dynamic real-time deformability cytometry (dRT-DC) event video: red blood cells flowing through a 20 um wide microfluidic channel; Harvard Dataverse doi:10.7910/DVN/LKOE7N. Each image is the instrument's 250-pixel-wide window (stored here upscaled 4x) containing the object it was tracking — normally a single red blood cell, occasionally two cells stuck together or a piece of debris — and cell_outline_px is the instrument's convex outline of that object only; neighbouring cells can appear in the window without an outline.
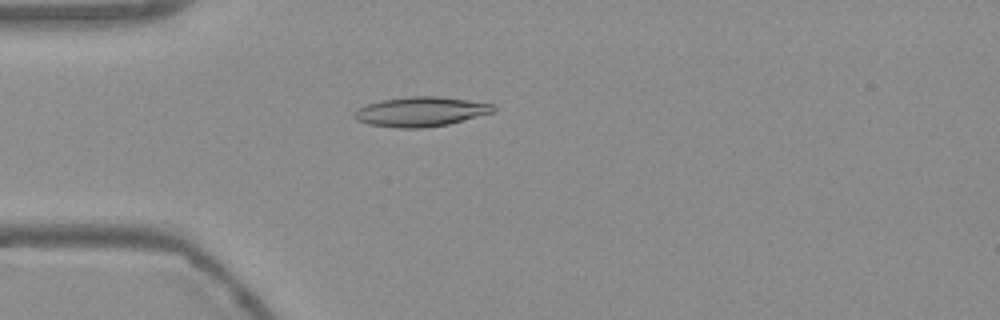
{"species": "Egyptian fruit bat (a non-hibernating species)", "species_latin": "Rousettus aegyptiacus", "temperature_condition": "warm", "stored_images_in_passage": 46, "camera_frame_rate_fps": 3000, "um_per_image_px": 0.085, "frame": {"image": 1, "passage_image": 7, "time_ms": 2.0, "image_size_px": [1000, 320], "cell_outline_px": [[496, 112], [448, 124], [424, 128], [396, 128], [368, 124], [356, 120], [352, 116], [352, 112], [356, 108], [380, 100], [408, 96], [440, 96], [496, 104]], "centroid_in_image_um": [35.76, 9.49], "position_along_channel_um": 49.2, "area_um2": 24.45}}
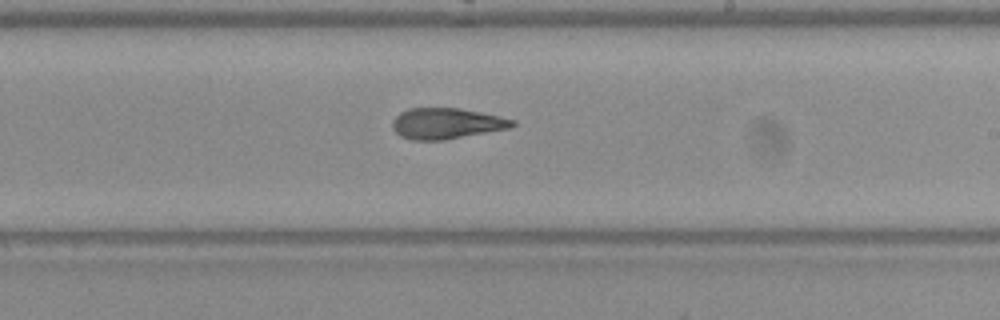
{"frame": {"image": 2, "passage_image": 24, "time_ms": 7.667, "image_size_px": [1000, 320], "cell_outline_px": [[516, 124], [512, 128], [444, 140], [412, 140], [400, 136], [392, 128], [392, 120], [400, 112], [408, 108], [456, 108], [480, 112], [500, 116], [516, 120]], "centroid_in_image_um": [37.96, 10.5], "position_along_channel_um": 251.0, "area_um2": 21.73}}
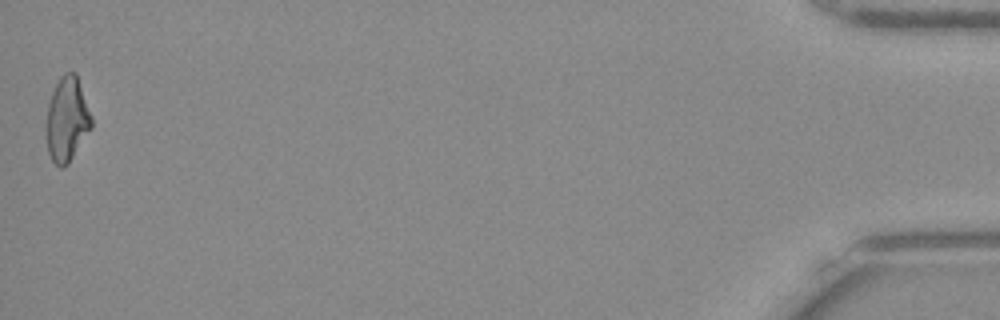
{"frame": {"image": 3, "passage_image": 46, "time_ms": 15.0, "image_size_px": [1000, 320], "cell_outline_px": [[92, 128], [68, 164], [64, 168], [60, 168], [52, 160], [48, 152], [44, 136], [48, 104], [52, 92], [60, 76], [64, 72], [76, 72], [92, 116]], "centroid_in_image_um": [5.68, 10.16], "position_along_channel_um": 429.5, "area_um2": 22.72}, "authors_computed_cell_mechanics": {"area_um2": 21.964, "velocity_mm_per_s": 3.7575, "shape_relaxation_time_tau1_ms": null, "shape_relaxation_time_tau2_ms": 3.6553, "deformation_change_tau1": null, "deformation_change_tau2": 0.121}}